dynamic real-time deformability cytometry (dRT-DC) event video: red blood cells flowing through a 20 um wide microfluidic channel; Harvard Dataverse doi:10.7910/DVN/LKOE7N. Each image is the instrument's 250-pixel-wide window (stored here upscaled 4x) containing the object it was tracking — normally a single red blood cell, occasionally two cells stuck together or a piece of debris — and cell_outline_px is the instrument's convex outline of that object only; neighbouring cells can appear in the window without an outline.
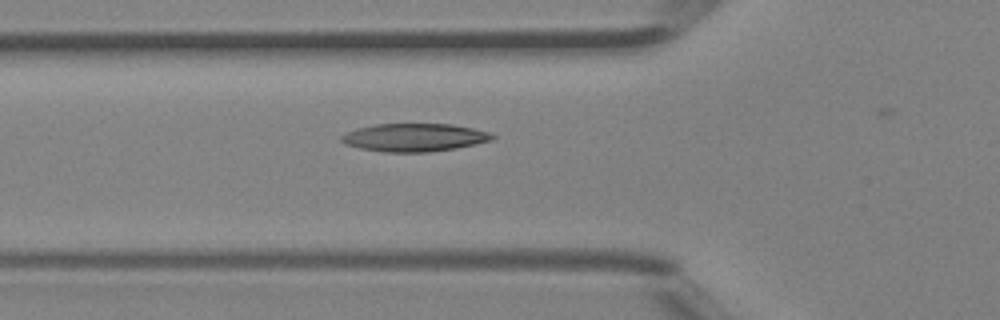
{"species": "Egyptian fruit bat (a non-hibernating species)", "species_latin": "Rousettus aegyptiacus", "temperature_condition": "room temperature", "stored_images_in_passage": 20, "camera_frame_rate_fps": 3000, "um_per_image_px": 0.085, "animal": {"sex": "female"}, "frame": {"image": 1, "passage_image": 16, "time_ms": 5.0, "image_size_px": [1000, 320], "cell_outline_px": [[496, 136], [492, 140], [476, 144], [456, 148], [428, 152], [384, 152], [360, 148], [348, 144], [340, 140], [340, 136], [356, 128], [376, 124], [452, 124], [492, 132]], "centroid_in_image_um": [35.26, 11.68], "position_along_channel_um": 90.5, "area_um2": 24.62}}
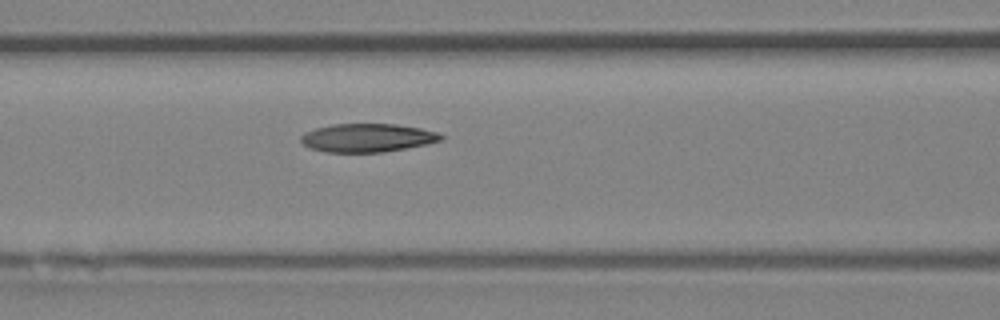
{"frame": {"image": 2, "passage_image": 19, "time_ms": 6.0, "image_size_px": [1000, 320], "cell_outline_px": [[444, 140], [428, 144], [384, 152], [324, 152], [308, 148], [300, 140], [300, 136], [304, 132], [316, 128], [332, 124], [396, 124], [420, 128], [436, 132], [444, 136]], "centroid_in_image_um": [31.22, 11.72], "position_along_channel_um": 135.4, "area_um2": 23.35}}